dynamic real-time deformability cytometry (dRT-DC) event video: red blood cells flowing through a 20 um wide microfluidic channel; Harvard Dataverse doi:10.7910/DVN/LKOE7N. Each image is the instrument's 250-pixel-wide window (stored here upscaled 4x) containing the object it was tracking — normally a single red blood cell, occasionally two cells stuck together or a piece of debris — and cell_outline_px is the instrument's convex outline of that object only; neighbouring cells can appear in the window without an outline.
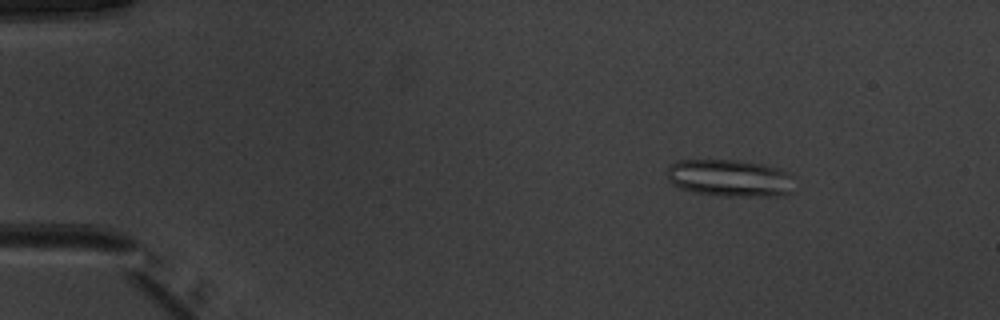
{"species": "common noctule bat (a hibernating species)", "species_latin": "Nyctalus noctula", "temperature_condition": "warm", "stored_images_in_passage": 52, "camera_frame_rate_fps": 3000, "um_per_image_px": 0.085, "animal": {"sex": "male", "body_mass_g": 20.1, "forearm_length_mm": 53.5}, "frame": {"image": 1, "passage_image": 8, "time_ms": 2.333, "image_size_px": [1000, 320], "cell_outline_px": [[792, 192], [784, 196], [724, 196], [692, 192], [680, 188], [672, 184], [668, 180], [668, 168], [676, 160], [736, 160], [760, 164], [780, 168], [788, 172], [792, 176]], "centroid_in_image_um": [62.05, 15.14], "position_along_channel_um": 23.0, "area_um2": 27.74}}
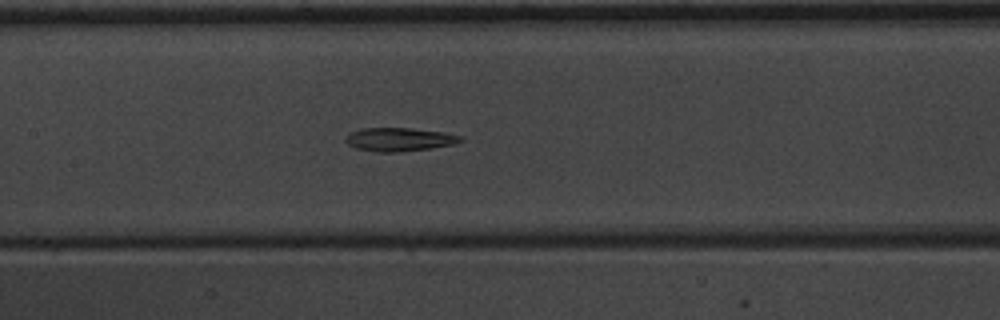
{"frame": {"image": 2, "passage_image": 26, "time_ms": 8.333, "image_size_px": [1000, 320], "cell_outline_px": [[464, 140], [452, 144], [432, 148], [396, 152], [376, 152], [356, 148], [348, 144], [344, 140], [348, 132], [360, 128], [412, 128], [444, 132], [464, 136]], "centroid_in_image_um": [33.92, 11.84], "position_along_channel_um": 173.5, "area_um2": 15.9}}
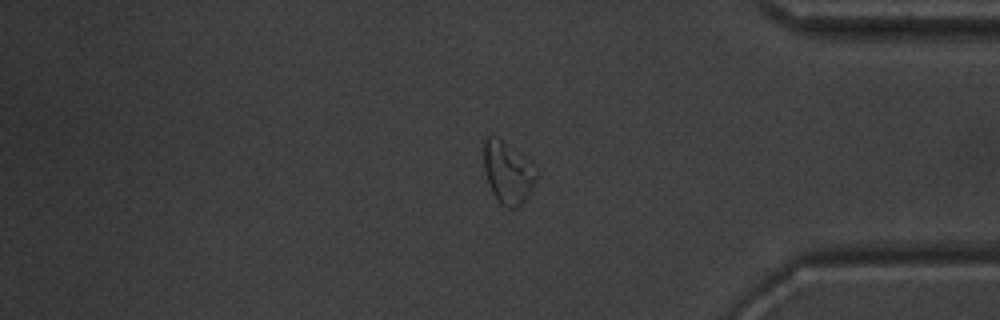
{"frame": {"image": 3, "passage_image": 44, "time_ms": 14.333, "image_size_px": [1000, 320], "cell_outline_px": [[540, 176], [528, 200], [520, 208], [508, 208], [500, 204], [492, 192], [488, 184], [484, 172], [484, 140], [488, 136], [496, 136], [532, 160], [536, 164], [540, 172]], "centroid_in_image_um": [43.26, 14.7], "position_along_channel_um": 391.9, "area_um2": 20.17}, "authors_computed_cell_mechanics": {"area_um2": 19.5942, "velocity_mm_per_s": 3.9642, "shape_relaxation_time_tau1_ms": null, "shape_relaxation_time_tau2_ms": 3.1557, "deformation_change_tau1": null, "deformation_change_tau2": 0.1277}}